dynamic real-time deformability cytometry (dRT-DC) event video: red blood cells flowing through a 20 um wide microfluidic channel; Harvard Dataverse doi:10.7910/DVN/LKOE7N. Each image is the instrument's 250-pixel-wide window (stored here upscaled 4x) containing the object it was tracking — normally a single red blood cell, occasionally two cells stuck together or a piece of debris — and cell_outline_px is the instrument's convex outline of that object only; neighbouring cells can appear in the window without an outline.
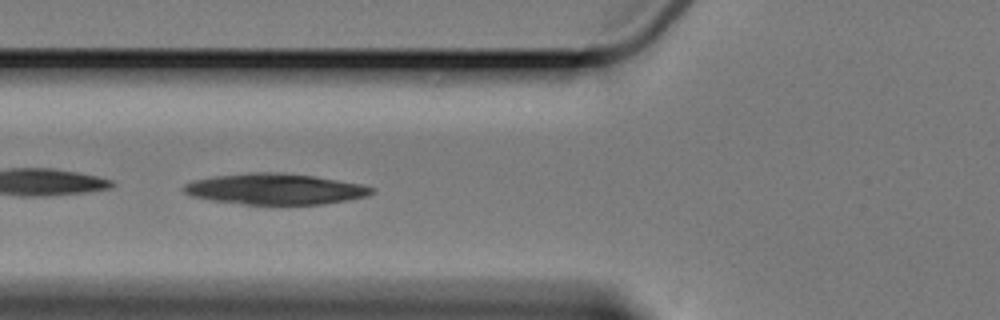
{"species": "Egyptian fruit bat (a non-hibernating species)", "species_latin": "Rousettus aegyptiacus", "temperature_condition": "cold", "stored_images_in_passage": 7, "camera_frame_rate_fps": 3000, "um_per_image_px": 0.085, "animal": {"sex": "female"}, "frame": {"image": 1, "passage_image": 5, "time_ms": 6.333, "image_size_px": [1000, 320], "cell_outline_px": [[376, 188], [368, 196], [348, 200], [324, 204], [288, 208], [244, 204], [212, 200], [192, 196], [184, 192], [180, 188], [184, 184], [192, 180], [216, 176], [248, 172], [280, 172], [316, 176], [360, 184]], "centroid_in_image_um": [23.4, 16.1], "position_along_channel_um": 102.4, "area_um2": 35.08}}